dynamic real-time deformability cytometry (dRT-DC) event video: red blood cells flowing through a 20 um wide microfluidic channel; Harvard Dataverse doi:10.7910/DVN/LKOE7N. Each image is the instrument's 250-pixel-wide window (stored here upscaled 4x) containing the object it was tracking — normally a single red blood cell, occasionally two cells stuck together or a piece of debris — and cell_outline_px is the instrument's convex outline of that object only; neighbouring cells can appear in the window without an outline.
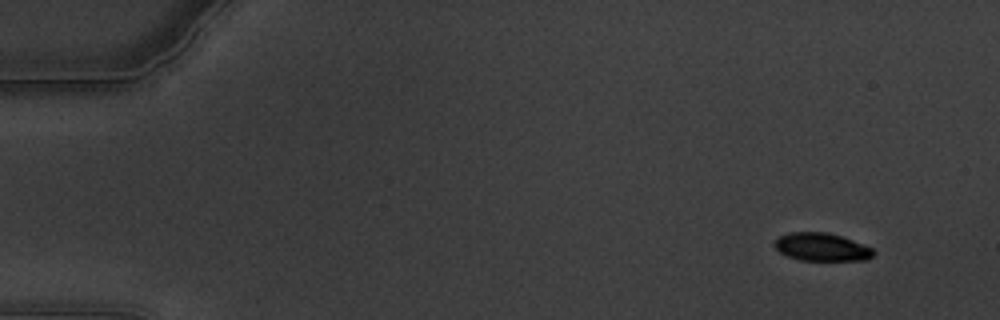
{"species": "common noctule bat (a hibernating species)", "species_latin": "Nyctalus noctula", "temperature_condition": "warm", "stored_images_in_passage": 62, "camera_frame_rate_fps": 3000, "um_per_image_px": 0.085, "animal": {"sex": "male", "body_mass_g": 19.5, "forearm_length_mm": 54.6}, "frame": {"image": 1, "passage_image": 6, "time_ms": 1.667, "image_size_px": [1000, 320], "cell_outline_px": [[876, 252], [868, 260], [800, 260], [788, 256], [780, 252], [772, 244], [780, 236], [788, 232], [828, 232], [852, 240], [872, 248]], "centroid_in_image_um": [69.84, 20.99], "position_along_channel_um": 15.2, "area_um2": 16.07}}
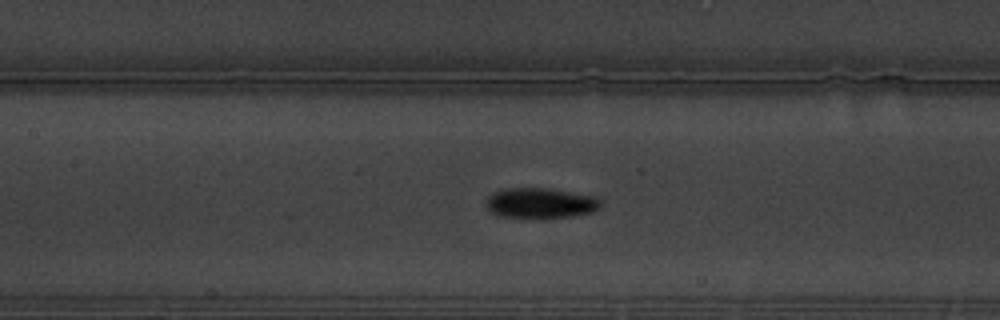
{"frame": {"image": 2, "passage_image": 30, "time_ms": 9.667, "image_size_px": [1000, 320], "cell_outline_px": [[600, 204], [592, 212], [572, 216], [532, 220], [500, 216], [492, 212], [488, 208], [484, 200], [488, 196], [496, 192], [508, 188], [552, 188], [596, 196], [600, 200]], "centroid_in_image_um": [45.92, 17.28], "position_along_channel_um": 161.5, "area_um2": 20.75}}
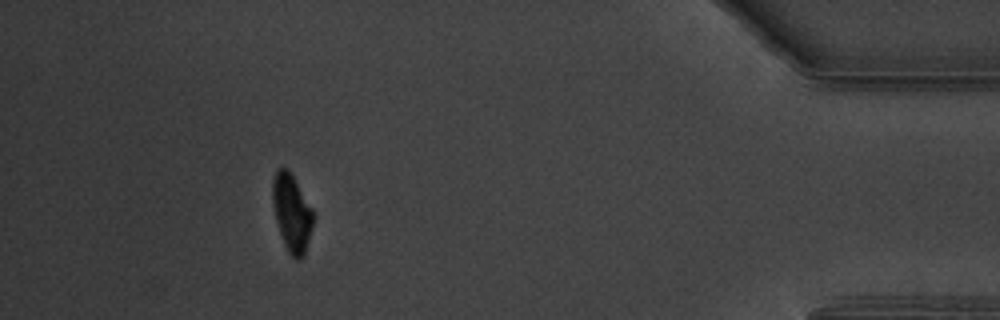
{"frame": {"image": 3, "passage_image": 57, "time_ms": 18.667, "image_size_px": [1000, 320], "cell_outline_px": [[312, 228], [304, 256], [300, 260], [296, 260], [288, 252], [284, 244], [276, 220], [272, 204], [272, 180], [276, 168], [288, 168], [312, 208]], "centroid_in_image_um": [24.78, 18.08], "position_along_channel_um": 410.4, "area_um2": 18.26}, "authors_computed_cell_mechanics": {"area_um2": 18.7272, "velocity_mm_per_s": 3.3426, "shape_relaxation_time_tau1_ms": 2.2254, "shape_relaxation_time_tau2_ms": 4.782, "deformation_change_tau1": 0.1208, "deformation_change_tau2": 0.0673}}